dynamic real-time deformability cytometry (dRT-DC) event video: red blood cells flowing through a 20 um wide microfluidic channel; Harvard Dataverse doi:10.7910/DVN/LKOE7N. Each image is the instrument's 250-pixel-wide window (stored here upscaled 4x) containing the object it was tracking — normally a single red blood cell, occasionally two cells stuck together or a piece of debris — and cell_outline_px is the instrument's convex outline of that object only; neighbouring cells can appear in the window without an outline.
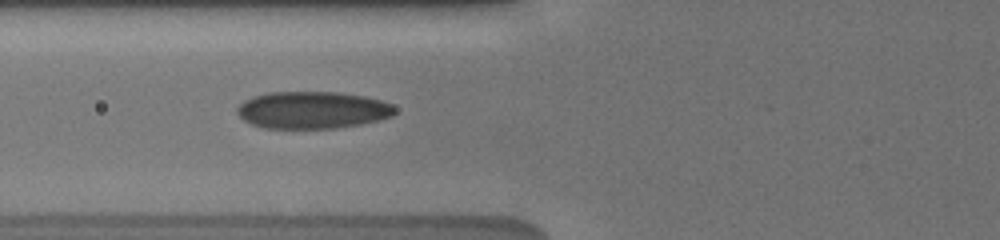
{"species": "human", "species_latin": "Homo sapiens", "temperature_condition": "cold", "stored_images_in_passage": 5, "camera_frame_rate_fps": 3000, "um_per_image_px": 0.085, "donor": {"sex": "male"}, "frame": {"image": 1, "passage_image": 4, "time_ms": 3.333, "image_size_px": [1000, 240], "cell_outline_px": [[396, 112], [392, 116], [380, 120], [360, 124], [336, 128], [264, 128], [252, 124], [244, 120], [236, 112], [236, 108], [244, 100], [252, 96], [268, 92], [340, 92], [364, 96], [380, 100], [392, 104], [396, 108]], "centroid_in_image_um": [26.56, 9.35], "position_along_channel_um": 99.2, "area_um2": 34.33}}